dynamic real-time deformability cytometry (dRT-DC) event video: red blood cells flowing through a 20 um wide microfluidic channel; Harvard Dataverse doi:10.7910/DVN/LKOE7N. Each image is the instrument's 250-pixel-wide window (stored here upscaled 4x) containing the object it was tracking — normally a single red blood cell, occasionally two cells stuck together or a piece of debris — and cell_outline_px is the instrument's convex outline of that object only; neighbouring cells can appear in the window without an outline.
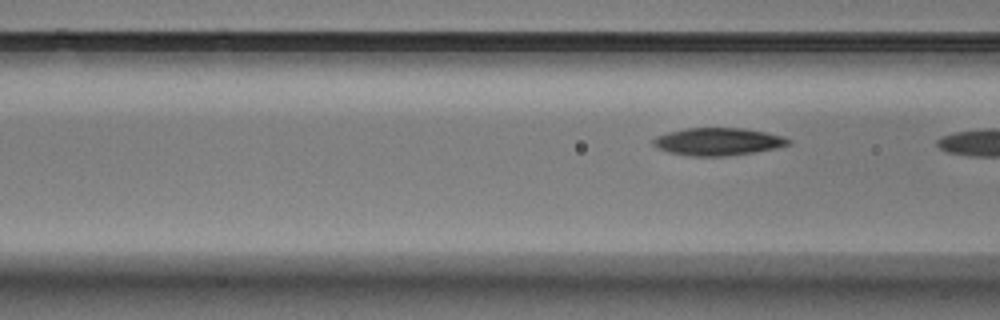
{"species": "Egyptian fruit bat (a non-hibernating species)", "species_latin": "Rousettus aegyptiacus", "temperature_condition": "warm", "stored_images_in_passage": 5, "camera_frame_rate_fps": 3000, "um_per_image_px": 0.085, "animal": {"sex": "male"}, "frame": {"image": 1, "passage_image": 5, "time_ms": 1.333, "image_size_px": [1000, 320], "cell_outline_px": [[792, 144], [776, 148], [728, 156], [688, 156], [668, 152], [656, 148], [652, 144], [652, 140], [656, 136], [668, 132], [684, 128], [744, 128], [784, 136], [792, 140]], "centroid_in_image_um": [61.01, 12.04], "position_along_channel_um": 105.6, "area_um2": 21.91}}